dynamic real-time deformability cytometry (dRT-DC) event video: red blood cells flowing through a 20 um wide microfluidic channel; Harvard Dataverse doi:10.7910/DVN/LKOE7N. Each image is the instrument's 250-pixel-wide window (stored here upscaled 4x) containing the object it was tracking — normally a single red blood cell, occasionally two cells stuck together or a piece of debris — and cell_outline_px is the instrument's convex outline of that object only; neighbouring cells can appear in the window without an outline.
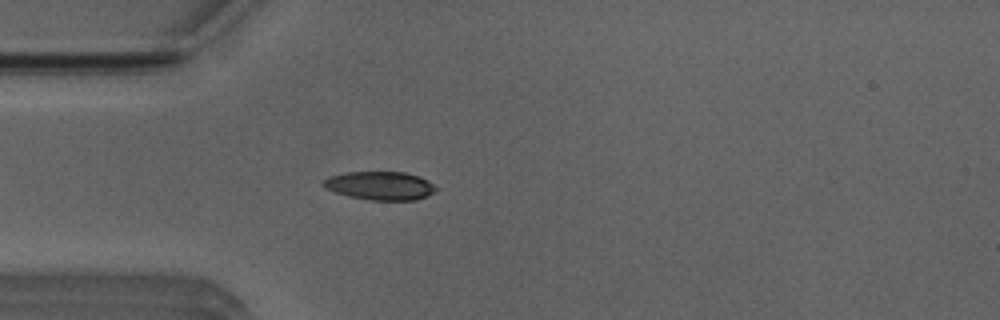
{"species": "Egyptian fruit bat (a non-hibernating species)", "species_latin": "Rousettus aegyptiacus", "temperature_condition": "room temperature", "stored_images_in_passage": 38, "camera_frame_rate_fps": 3000, "um_per_image_px": 0.085, "animal": {"sex": "male"}, "frame": {"image": 1, "passage_image": 1, "time_ms": 0.0, "image_size_px": [1000, 320], "cell_outline_px": [[436, 192], [416, 200], [368, 200], [348, 196], [324, 188], [320, 184], [328, 176], [344, 172], [404, 172], [420, 176], [428, 180], [436, 188]], "centroid_in_image_um": [32.28, 15.78], "position_along_channel_um": 52.7, "area_um2": 18.84}}
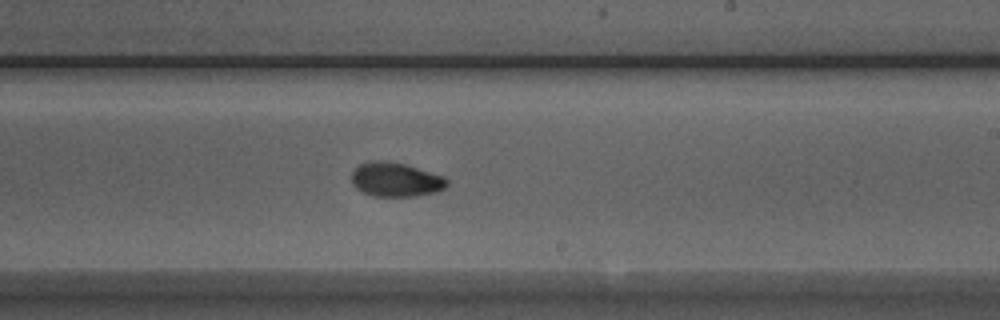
{"frame": {"image": 2, "passage_image": 17, "time_ms": 5.333, "image_size_px": [1000, 320], "cell_outline_px": [[448, 184], [444, 188], [436, 192], [416, 196], [372, 196], [356, 188], [352, 184], [352, 172], [360, 164], [376, 160], [380, 160], [404, 164], [444, 176], [448, 180]], "centroid_in_image_um": [33.64, 15.27], "position_along_channel_um": 255.4, "area_um2": 18.84}}
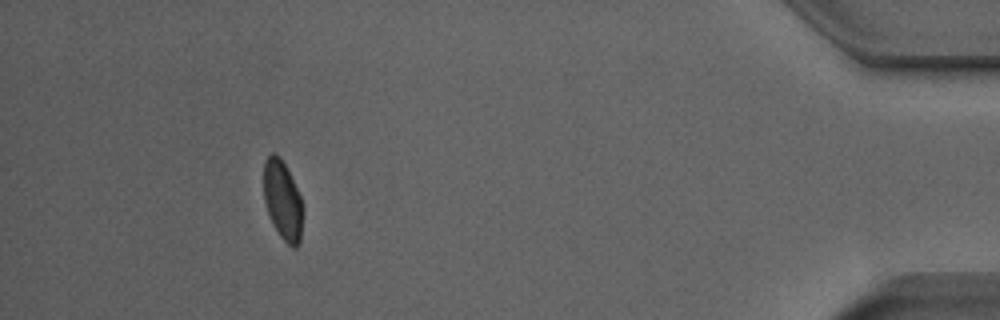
{"frame": {"image": 3, "passage_image": 34, "time_ms": 11.0, "image_size_px": [1000, 320], "cell_outline_px": [[304, 208], [300, 244], [296, 248], [292, 248], [280, 236], [272, 224], [264, 200], [264, 160], [272, 152], [276, 152], [280, 156], [300, 196]], "centroid_in_image_um": [24.04, 17.06], "position_along_channel_um": 411.2, "area_um2": 18.21}, "authors_computed_cell_mechanics": {"area_um2": 18.8428, "velocity_mm_per_s": 3.9176, "shape_relaxation_time_tau1_ms": 4.4157, "shape_relaxation_time_tau2_ms": 1.3428, "deformation_change_tau1": 0.1485, "deformation_change_tau2": 0.0466}}